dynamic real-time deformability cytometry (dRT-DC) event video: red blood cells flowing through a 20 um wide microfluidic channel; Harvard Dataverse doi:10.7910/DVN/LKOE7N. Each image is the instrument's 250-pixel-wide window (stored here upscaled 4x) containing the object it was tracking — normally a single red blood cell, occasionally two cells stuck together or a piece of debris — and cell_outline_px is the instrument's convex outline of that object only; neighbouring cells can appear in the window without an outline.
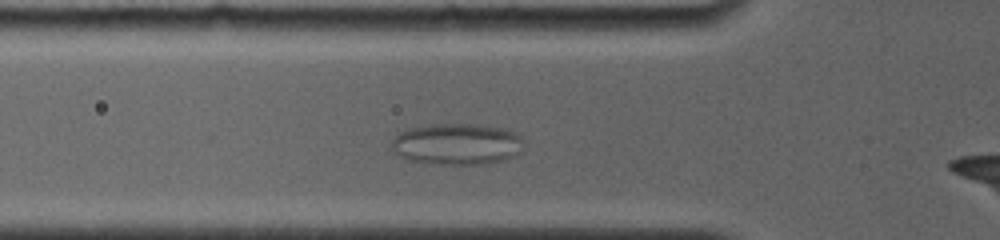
{"species": "common noctule bat (a hibernating species)", "species_latin": "Nyctalus noctula", "temperature_condition": "room temperature", "stored_images_in_passage": 9, "camera_frame_rate_fps": 4000, "um_per_image_px": 0.085, "animal": {"sex": "female", "body_mass_g": 19.0, "forearm_length_mm": 56.7}, "frame": {"image": 1, "passage_image": 9, "time_ms": 4.0, "image_size_px": [1000, 240], "cell_outline_px": [[524, 152], [504, 160], [484, 164], [440, 164], [404, 160], [392, 148], [392, 140], [400, 132], [408, 128], [436, 124], [476, 124], [504, 128], [516, 132], [524, 136]], "centroid_in_image_um": [38.92, 12.25], "position_along_channel_um": 86.9, "area_um2": 32.37}}